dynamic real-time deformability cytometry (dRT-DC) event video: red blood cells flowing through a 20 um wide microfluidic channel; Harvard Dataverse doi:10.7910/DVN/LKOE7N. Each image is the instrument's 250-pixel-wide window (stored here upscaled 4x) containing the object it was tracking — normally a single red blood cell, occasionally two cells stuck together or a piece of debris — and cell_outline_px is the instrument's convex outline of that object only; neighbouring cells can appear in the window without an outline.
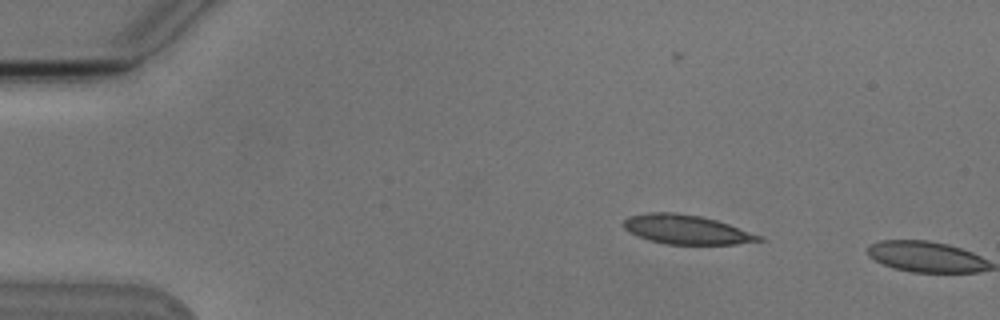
{"species": "Egyptian fruit bat (a non-hibernating species)", "species_latin": "Rousettus aegyptiacus", "temperature_condition": "cold", "stored_images_in_passage": 3, "camera_frame_rate_fps": 3000, "um_per_image_px": 0.085, "animal": {"sex": "male"}, "frame": {"image": 1, "passage_image": 2, "time_ms": 1.333, "image_size_px": [1000, 320], "cell_outline_px": [[764, 240], [736, 244], [664, 244], [648, 240], [624, 228], [620, 224], [628, 216], [648, 212], [676, 212], [700, 216], [716, 220], [764, 236]], "centroid_in_image_um": [58.34, 19.5], "position_along_channel_um": 26.7, "area_um2": 23.06}}